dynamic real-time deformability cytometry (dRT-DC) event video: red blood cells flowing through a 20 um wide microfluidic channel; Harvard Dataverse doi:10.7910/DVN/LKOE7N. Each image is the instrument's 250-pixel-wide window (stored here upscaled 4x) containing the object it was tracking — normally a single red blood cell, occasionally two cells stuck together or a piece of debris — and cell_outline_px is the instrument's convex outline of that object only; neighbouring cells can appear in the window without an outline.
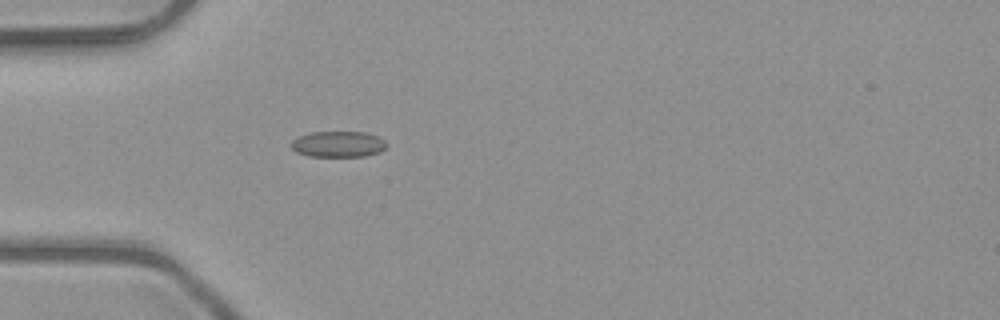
{"species": "common noctule bat (a hibernating species)", "species_latin": "Nyctalus noctula", "temperature_condition": "room temperature", "stored_images_in_passage": 5, "camera_frame_rate_fps": 3000, "um_per_image_px": 0.085, "animal": {"sex": "male", "body_mass_g": 23.1, "forearm_length_mm": 52.7}, "frame": {"image": 1, "passage_image": 5, "time_ms": 1.333, "image_size_px": [1000, 320], "cell_outline_px": [[388, 144], [380, 152], [364, 156], [308, 156], [296, 152], [288, 144], [296, 136], [312, 132], [368, 132], [380, 136]], "centroid_in_image_um": [28.73, 12.24], "position_along_channel_um": 56.3, "area_um2": 14.68}}